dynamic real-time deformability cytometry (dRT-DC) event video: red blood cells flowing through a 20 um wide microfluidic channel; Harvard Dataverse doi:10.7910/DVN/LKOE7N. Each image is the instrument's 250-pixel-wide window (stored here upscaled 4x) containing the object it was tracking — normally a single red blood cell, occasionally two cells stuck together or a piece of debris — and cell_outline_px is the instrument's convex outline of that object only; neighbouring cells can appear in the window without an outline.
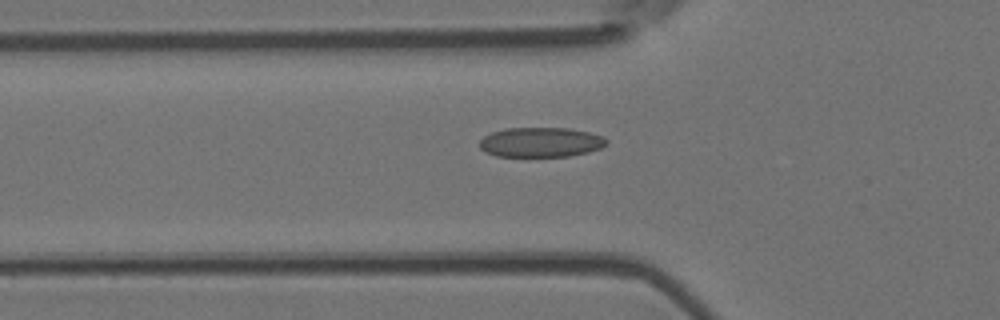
{"species": "Egyptian fruit bat (a non-hibernating species)", "species_latin": "Rousettus aegyptiacus", "temperature_condition": "room temperature", "stored_images_in_passage": 38, "camera_frame_rate_fps": 3000, "um_per_image_px": 0.085, "animal": {"sex": "female"}, "frame": {"image": 1, "passage_image": 4, "time_ms": 1.0, "image_size_px": [1000, 320], "cell_outline_px": [[608, 144], [600, 148], [588, 152], [568, 156], [496, 156], [484, 152], [480, 148], [480, 140], [484, 136], [492, 132], [504, 128], [568, 128], [588, 132], [604, 136], [608, 140]], "centroid_in_image_um": [45.97, 12.08], "position_along_channel_um": 79.8, "area_um2": 22.08}}
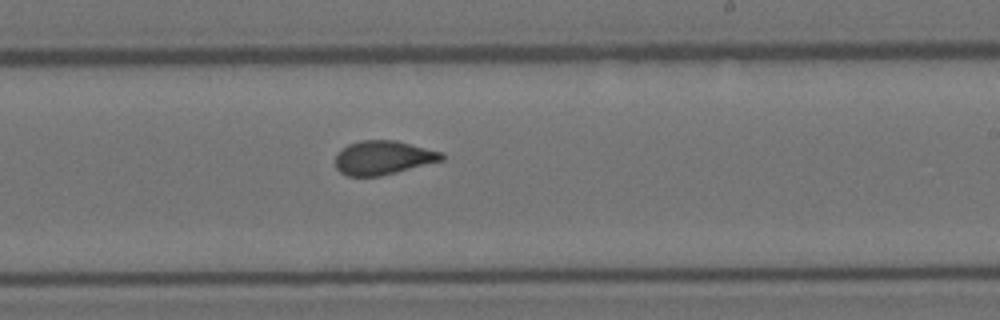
{"frame": {"image": 2, "passage_image": 18, "time_ms": 5.667, "image_size_px": [1000, 320], "cell_outline_px": [[444, 160], [380, 176], [348, 176], [340, 172], [336, 168], [336, 156], [348, 144], [360, 140], [396, 140], [444, 152]], "centroid_in_image_um": [32.6, 13.4], "position_along_channel_um": 256.4, "area_um2": 20.98}}
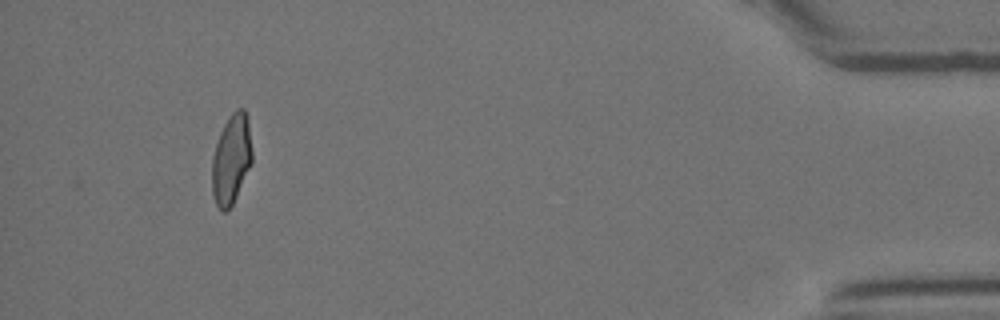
{"frame": {"image": 3, "passage_image": 36, "time_ms": 11.667, "image_size_px": [1000, 320], "cell_outline_px": [[252, 164], [228, 212], [220, 212], [216, 204], [212, 192], [212, 156], [220, 132], [228, 116], [236, 108], [244, 108], [248, 116], [252, 152]], "centroid_in_image_um": [19.66, 13.52], "position_along_channel_um": 415.5, "area_um2": 21.27}, "authors_computed_cell_mechanics": {"area_um2": 21.2704, "velocity_mm_per_s": 3.7759, "shape_relaxation_time_tau1_ms": 7.3595, "shape_relaxation_time_tau2_ms": 1.303, "deformation_change_tau1": 0.1787, "deformation_change_tau2": 0.0667}}